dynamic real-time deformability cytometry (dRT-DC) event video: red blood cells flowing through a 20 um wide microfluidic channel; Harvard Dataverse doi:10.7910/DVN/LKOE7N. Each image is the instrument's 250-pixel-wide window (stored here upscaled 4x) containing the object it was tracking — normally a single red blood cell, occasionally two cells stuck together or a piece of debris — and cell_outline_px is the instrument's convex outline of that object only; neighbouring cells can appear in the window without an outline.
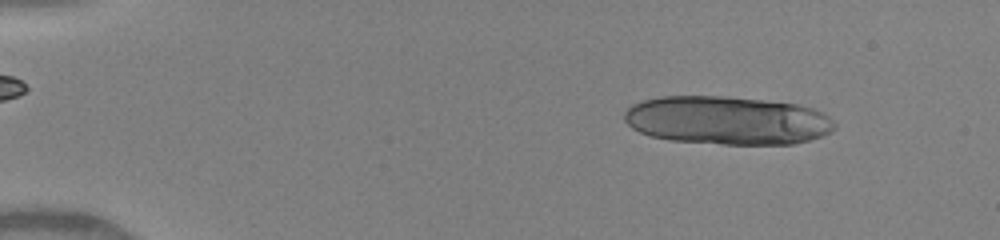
{"species": "human", "species_latin": "Homo sapiens", "temperature_condition": "warm", "stored_images_in_passage": 14, "camera_frame_rate_fps": 3000, "um_per_image_px": 0.085, "donor": {"sex": "female"}, "frame": {"image": 1, "passage_image": 4, "time_ms": 1.333, "image_size_px": [1000, 240], "cell_outline_px": [[836, 128], [832, 132], [808, 140], [792, 144], [724, 144], [668, 140], [648, 136], [632, 128], [624, 120], [624, 112], [632, 104], [640, 100], [660, 96], [720, 96], [764, 100], [796, 104], [812, 108], [824, 112], [836, 124]], "centroid_in_image_um": [61.79, 10.23], "position_along_channel_um": 23.2, "area_um2": 59.65}}